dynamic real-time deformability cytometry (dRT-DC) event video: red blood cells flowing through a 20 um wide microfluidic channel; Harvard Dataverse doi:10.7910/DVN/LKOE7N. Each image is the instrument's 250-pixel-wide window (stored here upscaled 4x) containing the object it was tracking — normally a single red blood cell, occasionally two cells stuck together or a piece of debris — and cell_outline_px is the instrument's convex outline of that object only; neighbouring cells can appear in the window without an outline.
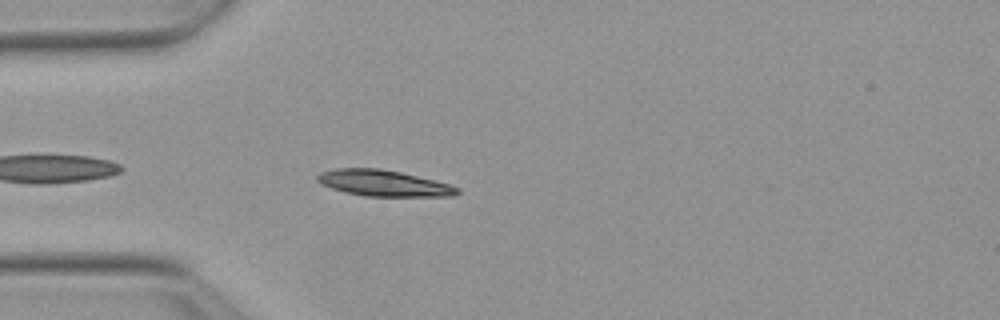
{"species": "Egyptian fruit bat (a non-hibernating species)", "species_latin": "Rousettus aegyptiacus", "temperature_condition": "warm", "stored_images_in_passage": 41, "camera_frame_rate_fps": 3000, "um_per_image_px": 0.085, "animal": {"sex": "female"}, "frame": {"image": 1, "passage_image": 3, "time_ms": 0.667, "image_size_px": [1000, 320], "cell_outline_px": [[460, 192], [456, 196], [364, 196], [344, 192], [320, 184], [316, 180], [316, 176], [320, 172], [336, 168], [380, 168], [400, 172], [436, 180], [452, 184], [460, 188]], "centroid_in_image_um": [32.62, 15.57], "position_along_channel_um": 52.4, "area_um2": 21.56}}
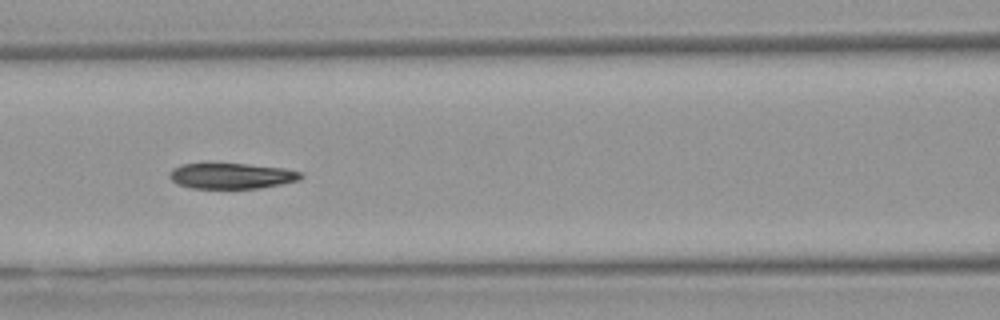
{"frame": {"image": 2, "passage_image": 11, "time_ms": 3.333, "image_size_px": [1000, 320], "cell_outline_px": [[304, 176], [300, 180], [260, 188], [192, 188], [176, 184], [168, 176], [172, 168], [180, 164], [248, 164], [284, 168], [300, 172]], "centroid_in_image_um": [19.67, 14.95], "position_along_channel_um": 146.9, "area_um2": 19.59}}
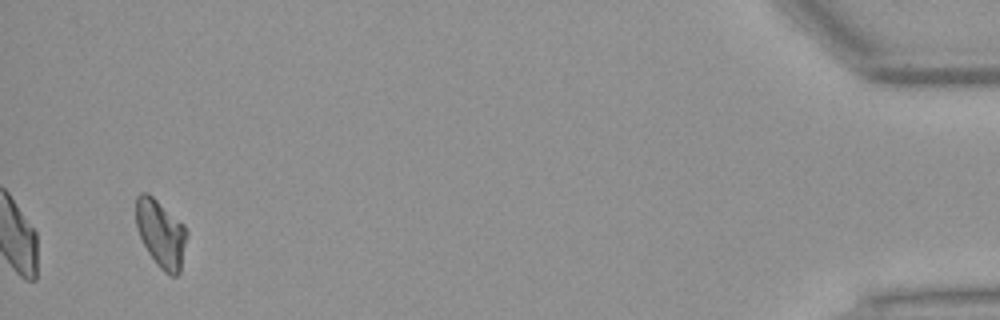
{"frame": {"image": 3, "passage_image": 39, "time_ms": 12.667, "image_size_px": [1000, 320], "cell_outline_px": [[188, 236], [180, 272], [176, 276], [172, 276], [164, 272], [156, 264], [148, 252], [136, 228], [136, 196], [140, 192], [148, 192], [184, 224], [188, 232]], "centroid_in_image_um": [13.69, 19.85], "position_along_channel_um": 421.5, "area_um2": 20.23}, "authors_computed_cell_mechanics": {"area_um2": 20.2878, "velocity_mm_per_s": 3.8469, "shape_relaxation_time_tau1_ms": 5.5949, "shape_relaxation_time_tau2_ms": 3.8776, "deformation_change_tau1": 0.1734, "deformation_change_tau2": 0.0868}}